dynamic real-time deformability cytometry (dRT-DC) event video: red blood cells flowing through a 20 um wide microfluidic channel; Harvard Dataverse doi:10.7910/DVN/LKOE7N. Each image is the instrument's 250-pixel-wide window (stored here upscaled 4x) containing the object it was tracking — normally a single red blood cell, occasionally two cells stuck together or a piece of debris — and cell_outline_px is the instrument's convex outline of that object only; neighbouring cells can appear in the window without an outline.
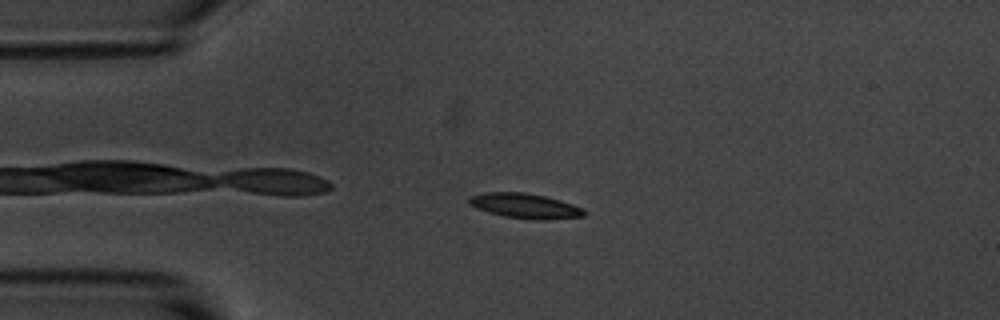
{"species": "common noctule bat (a hibernating species)", "species_latin": "Nyctalus noctula", "temperature_condition": "room temperature", "stored_images_in_passage": 47, "camera_frame_rate_fps": 3000, "um_per_image_px": 0.085, "animal": {"sex": "male", "body_mass_g": 20.1, "forearm_length_mm": 53.5}, "frame": {"image": 1, "passage_image": 4, "time_ms": 1.0, "image_size_px": [1000, 320], "cell_outline_px": [[588, 212], [584, 216], [548, 220], [532, 220], [504, 216], [488, 212], [476, 208], [468, 204], [468, 196], [484, 192], [524, 192], [544, 196], [560, 200], [584, 208]], "centroid_in_image_um": [44.63, 17.5], "position_along_channel_um": 40.4, "area_um2": 16.99}}
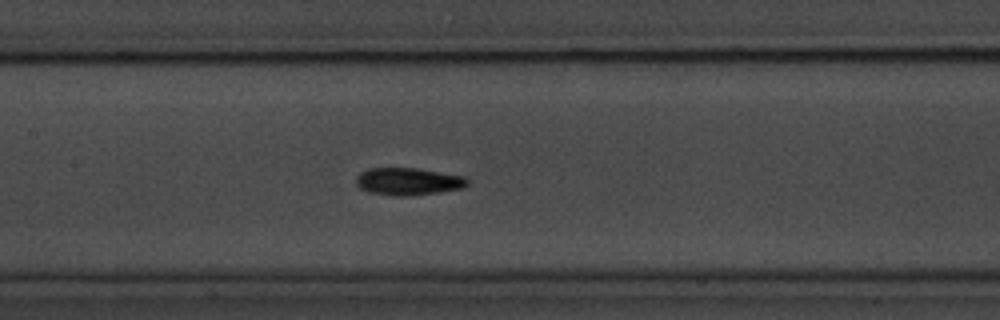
{"frame": {"image": 2, "passage_image": 17, "time_ms": 5.333, "image_size_px": [1000, 320], "cell_outline_px": [[468, 184], [464, 188], [440, 192], [408, 196], [392, 196], [368, 192], [360, 188], [356, 184], [356, 176], [360, 172], [368, 168], [416, 168], [464, 176], [468, 180]], "centroid_in_image_um": [34.68, 15.43], "position_along_channel_um": 172.7, "area_um2": 17.92}}
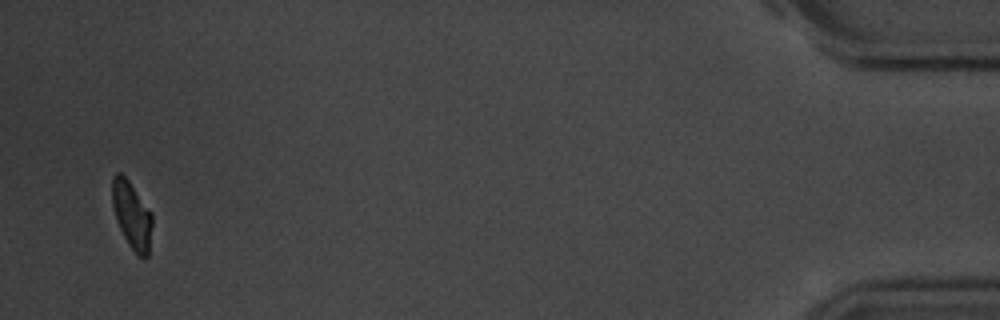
{"frame": {"image": 3, "passage_image": 45, "time_ms": 14.667, "image_size_px": [1000, 320], "cell_outline_px": [[152, 224], [148, 256], [144, 260], [136, 256], [128, 244], [116, 220], [112, 204], [112, 176], [116, 172], [120, 172], [128, 180], [152, 212]], "centroid_in_image_um": [11.21, 18.31], "position_along_channel_um": 424.0, "area_um2": 15.84}, "authors_computed_cell_mechanics": {"area_um2": 16.762, "velocity_mm_per_s": 3.6006, "shape_relaxation_time_tau1_ms": 2.3749, "shape_relaxation_time_tau2_ms": 3.8557, "deformation_change_tau1": 0.1505, "deformation_change_tau2": 0.1016}}